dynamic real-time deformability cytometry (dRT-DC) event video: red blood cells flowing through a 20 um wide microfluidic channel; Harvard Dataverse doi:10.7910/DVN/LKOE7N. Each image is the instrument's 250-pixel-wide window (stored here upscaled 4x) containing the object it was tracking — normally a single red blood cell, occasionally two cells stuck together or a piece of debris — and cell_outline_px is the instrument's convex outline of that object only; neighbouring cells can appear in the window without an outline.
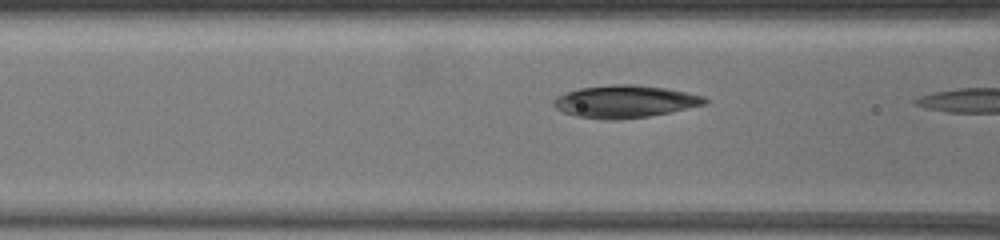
{"species": "common noctule bat (a hibernating species)", "species_latin": "Nyctalus noctula", "temperature_condition": "warm", "stored_images_in_passage": 12, "camera_frame_rate_fps": 3000, "um_per_image_px": 0.085, "animal": {"sex": "female", "body_mass_g": 19.5, "forearm_length_mm": 54.1}, "frame": {"image": 1, "passage_image": 10, "time_ms": 1.667, "image_size_px": [1000, 240], "cell_outline_px": [[708, 104], [648, 116], [616, 120], [604, 120], [576, 116], [564, 112], [556, 108], [552, 104], [552, 100], [556, 96], [580, 88], [612, 84], [636, 84], [664, 88], [704, 96], [708, 100]], "centroid_in_image_um": [53.1, 8.63], "position_along_channel_um": 113.5, "area_um2": 28.5}}